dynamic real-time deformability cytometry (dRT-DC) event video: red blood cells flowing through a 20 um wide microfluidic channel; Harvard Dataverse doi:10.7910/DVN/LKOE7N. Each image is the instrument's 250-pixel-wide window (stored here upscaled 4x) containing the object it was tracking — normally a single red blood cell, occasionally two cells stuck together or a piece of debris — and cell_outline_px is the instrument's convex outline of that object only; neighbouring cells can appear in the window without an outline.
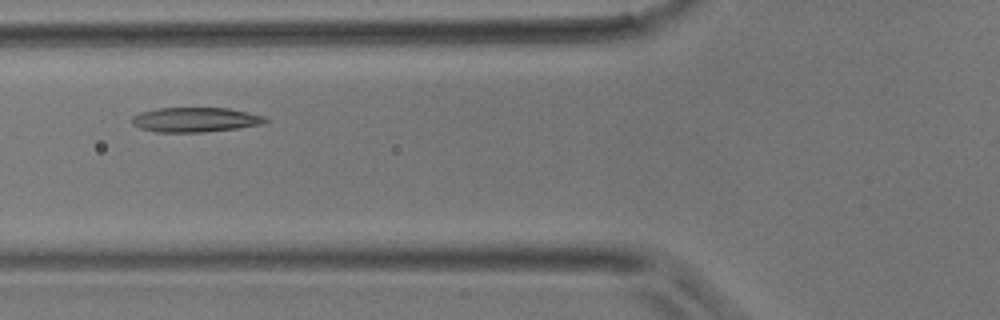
{"species": "common noctule bat (a hibernating species)", "species_latin": "Nyctalus noctula", "temperature_condition": "room temperature", "stored_images_in_passage": 3, "camera_frame_rate_fps": 3000, "um_per_image_px": 0.085, "animal": {"sex": "male", "body_mass_g": 17.9}, "frame": {"image": 1, "passage_image": 3, "time_ms": 0.667, "image_size_px": [1000, 320], "cell_outline_px": [[268, 120], [260, 124], [236, 128], [204, 132], [156, 132], [140, 128], [132, 124], [132, 116], [140, 112], [156, 108], [228, 108], [248, 112], [264, 116]], "centroid_in_image_um": [16.55, 10.17], "position_along_channel_um": 109.2, "area_um2": 19.07}}